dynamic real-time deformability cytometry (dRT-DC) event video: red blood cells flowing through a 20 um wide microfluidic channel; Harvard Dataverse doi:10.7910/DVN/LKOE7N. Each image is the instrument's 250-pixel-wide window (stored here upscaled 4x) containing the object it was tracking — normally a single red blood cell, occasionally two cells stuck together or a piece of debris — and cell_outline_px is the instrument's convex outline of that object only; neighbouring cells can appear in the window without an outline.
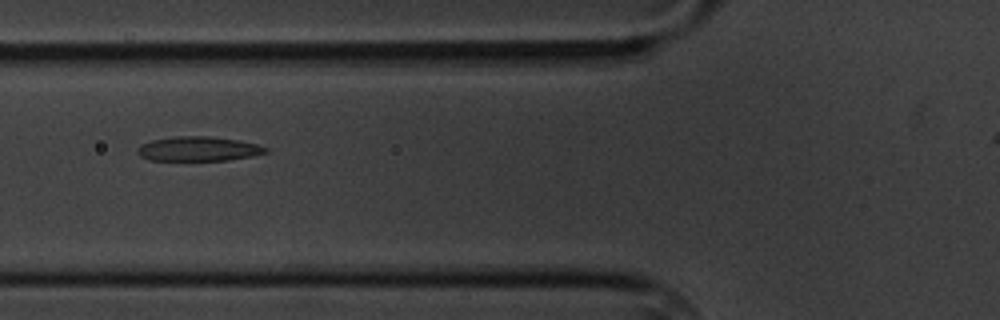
{"species": "common noctule bat (a hibernating species)", "species_latin": "Nyctalus noctula", "temperature_condition": "cold", "stored_images_in_passage": 7, "camera_frame_rate_fps": 3000, "um_per_image_px": 0.085, "animal": {"sex": "male", "body_mass_g": 20.1, "forearm_length_mm": 53.5}, "frame": {"image": 1, "passage_image": 3, "time_ms": 2.333, "image_size_px": [1000, 320], "cell_outline_px": [[268, 152], [252, 156], [228, 160], [148, 160], [140, 156], [136, 152], [136, 148], [140, 144], [152, 140], [176, 136], [212, 136], [240, 140], [256, 144], [268, 148]], "centroid_in_image_um": [16.84, 12.65], "position_along_channel_um": 109.0, "area_um2": 18.44}}
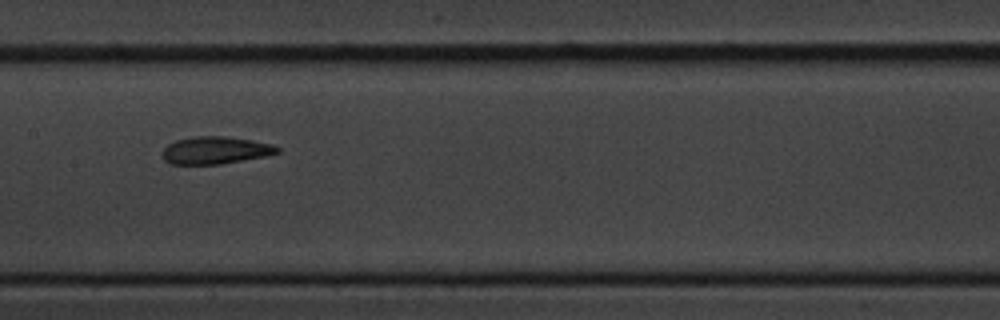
{"frame": {"image": 2, "passage_image": 5, "time_ms": 4.667, "image_size_px": [1000, 320], "cell_outline_px": [[280, 152], [268, 156], [220, 164], [168, 164], [160, 156], [160, 152], [168, 144], [176, 140], [192, 136], [224, 136], [252, 140], [272, 144], [280, 148]], "centroid_in_image_um": [18.28, 12.78], "position_along_channel_um": 189.1, "area_um2": 18.67}}
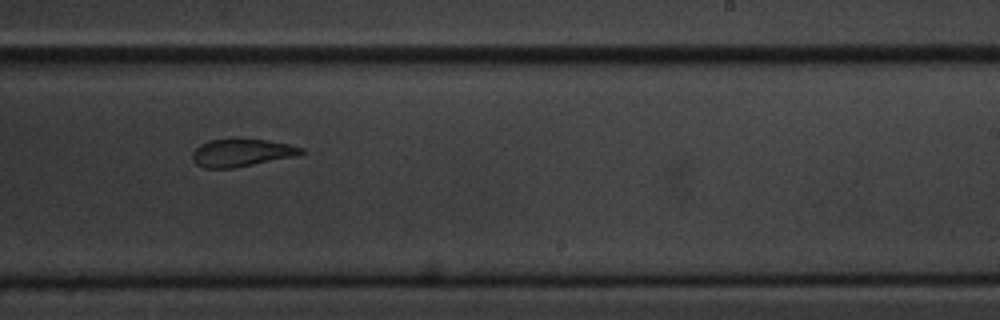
{"frame": {"image": 3, "passage_image": 7, "time_ms": 7.0, "image_size_px": [1000, 320], "cell_outline_px": [[304, 152], [296, 156], [232, 168], [204, 168], [196, 164], [192, 160], [192, 152], [200, 144], [208, 140], [236, 136], [268, 140], [288, 144], [304, 148]], "centroid_in_image_um": [20.5, 12.94], "position_along_channel_um": 268.5, "area_um2": 18.09}}